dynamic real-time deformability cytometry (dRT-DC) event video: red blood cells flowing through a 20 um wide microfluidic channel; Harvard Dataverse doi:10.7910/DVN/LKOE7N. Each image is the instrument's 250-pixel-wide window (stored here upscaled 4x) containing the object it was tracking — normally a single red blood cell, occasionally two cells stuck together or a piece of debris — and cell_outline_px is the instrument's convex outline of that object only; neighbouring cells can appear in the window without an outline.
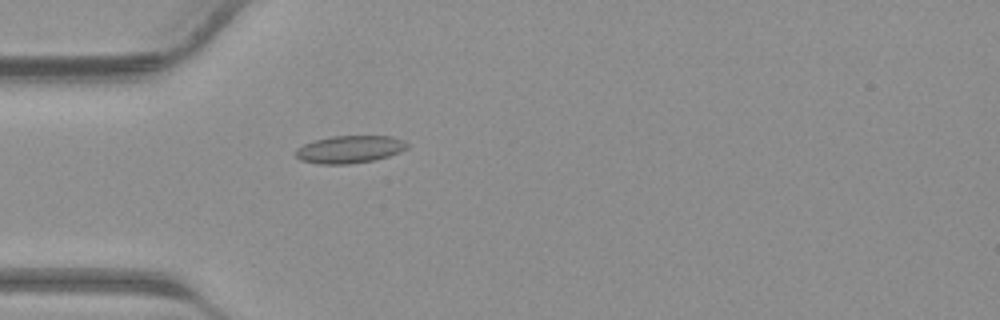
{"species": "common noctule bat (a hibernating species)", "species_latin": "Nyctalus noctula", "temperature_condition": "warm", "stored_images_in_passage": 30, "camera_frame_rate_fps": 3000, "um_per_image_px": 0.085, "animal": {"sex": "male", "body_mass_g": 23.1, "forearm_length_mm": 52.7}, "frame": {"image": 1, "passage_image": 1, "time_ms": 0.0, "image_size_px": [1000, 320], "cell_outline_px": [[408, 148], [400, 152], [388, 156], [372, 160], [348, 164], [320, 164], [300, 160], [296, 156], [296, 148], [304, 144], [316, 140], [332, 136], [392, 136], [404, 140], [408, 144]], "centroid_in_image_um": [29.73, 12.69], "position_along_channel_um": 55.3, "area_um2": 17.8}}
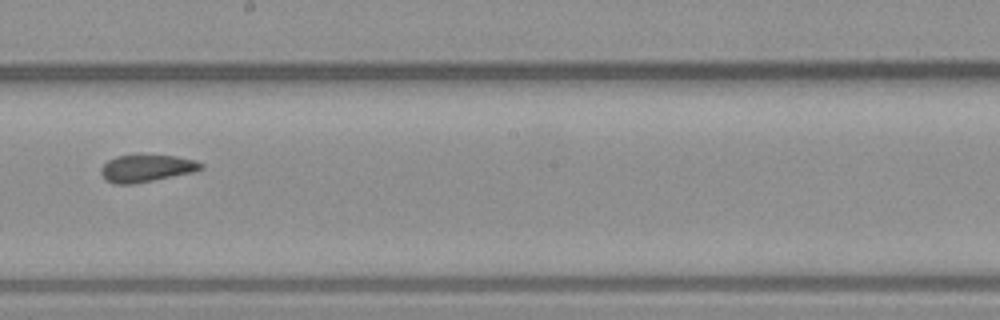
{"frame": {"image": 2, "passage_image": 12, "time_ms": 3.667, "image_size_px": [1000, 320], "cell_outline_px": [[204, 168], [192, 172], [132, 184], [112, 184], [104, 180], [100, 172], [100, 168], [108, 160], [116, 156], [176, 156], [192, 160], [204, 164]], "centroid_in_image_um": [12.39, 14.32], "position_along_channel_um": 235.8, "area_um2": 15.55}}
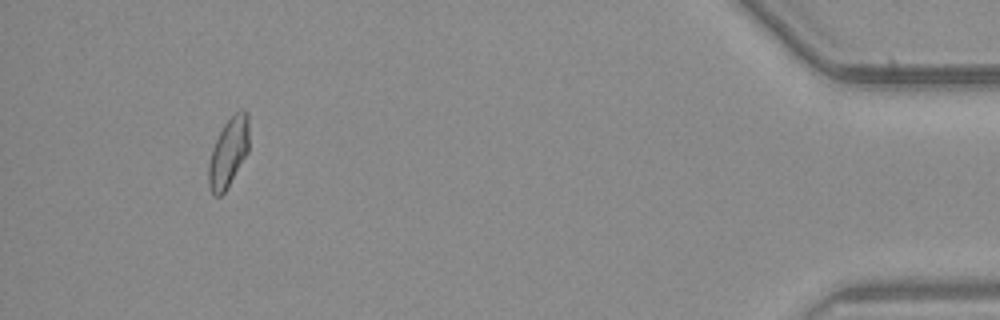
{"frame": {"image": 3, "passage_image": 27, "time_ms": 8.667, "image_size_px": [1000, 320], "cell_outline_px": [[248, 152], [224, 192], [220, 196], [216, 196], [212, 192], [208, 184], [208, 164], [212, 148], [224, 124], [236, 112], [244, 108], [248, 112]], "centroid_in_image_um": [19.42, 12.94], "position_along_channel_um": 415.8, "area_um2": 16.07}}